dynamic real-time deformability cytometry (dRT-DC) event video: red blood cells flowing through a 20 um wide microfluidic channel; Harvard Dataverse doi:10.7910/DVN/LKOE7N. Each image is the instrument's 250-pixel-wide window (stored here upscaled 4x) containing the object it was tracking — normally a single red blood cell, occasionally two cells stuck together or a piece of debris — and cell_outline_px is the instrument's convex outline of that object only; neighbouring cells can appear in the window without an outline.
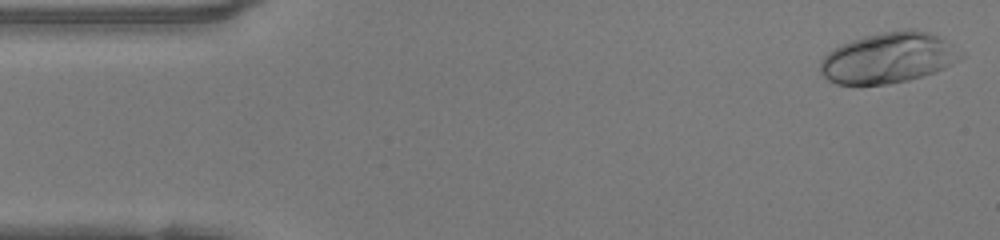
{"species": "human", "species_latin": "Homo sapiens", "temperature_condition": "warm", "stored_images_in_passage": 47, "camera_frame_rate_fps": 3000, "um_per_image_px": 0.085, "donor": {"sex": "female"}, "frame": {"image": 1, "passage_image": 1, "time_ms": 0.0, "image_size_px": [1000, 240], "cell_outline_px": [[964, 56], [960, 60], [936, 72], [908, 80], [888, 84], [836, 84], [828, 80], [820, 72], [820, 60], [828, 52], [840, 44], [864, 36], [880, 32], [908, 28], [912, 28], [928, 32], [944, 40], [964, 52]], "centroid_in_image_um": [75.52, 4.91], "position_along_channel_um": 9.5, "area_um2": 41.62}}
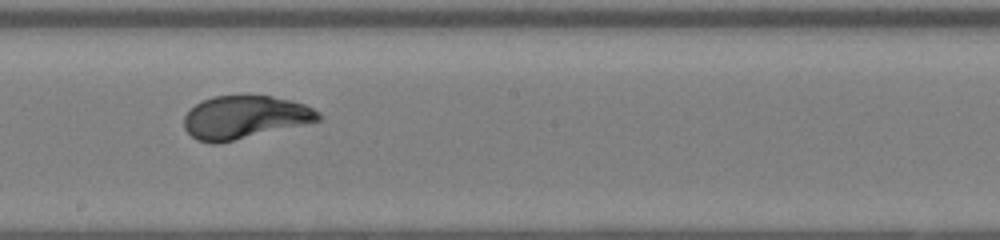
{"frame": {"image": 2, "passage_image": 25, "time_ms": 8.0, "image_size_px": [1000, 240], "cell_outline_px": [[320, 120], [304, 124], [216, 144], [212, 144], [196, 140], [184, 128], [184, 116], [196, 104], [212, 96], [272, 96], [304, 104], [320, 112]], "centroid_in_image_um": [20.77, 9.97], "position_along_channel_um": 227.4, "area_um2": 33.18}}
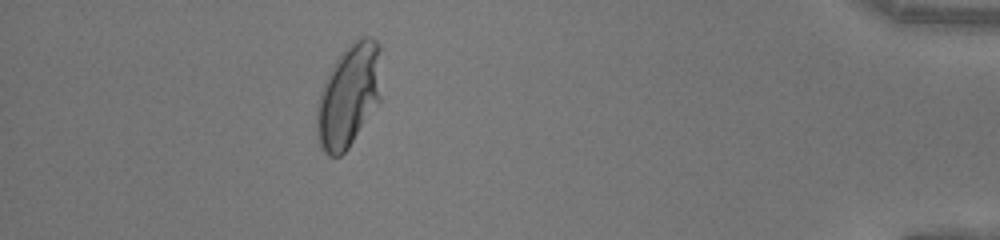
{"frame": {"image": 3, "passage_image": 42, "time_ms": 13.667, "image_size_px": [1000, 240], "cell_outline_px": [[380, 100], [348, 148], [340, 156], [328, 156], [324, 152], [320, 144], [316, 132], [316, 108], [320, 92], [336, 60], [352, 40], [364, 36], [372, 36], [380, 44]], "centroid_in_image_um": [29.65, 8.11], "position_along_channel_um": 405.6, "area_um2": 38.55}, "authors_computed_cell_mechanics": {"area_um2": 34.4488, "velocity_mm_per_s": 4.1809, "shape_relaxation_time_tau1_ms": 3.5269, "shape_relaxation_time_tau2_ms": null, "deformation_change_tau1": 0.212, "deformation_change_tau2": null}}